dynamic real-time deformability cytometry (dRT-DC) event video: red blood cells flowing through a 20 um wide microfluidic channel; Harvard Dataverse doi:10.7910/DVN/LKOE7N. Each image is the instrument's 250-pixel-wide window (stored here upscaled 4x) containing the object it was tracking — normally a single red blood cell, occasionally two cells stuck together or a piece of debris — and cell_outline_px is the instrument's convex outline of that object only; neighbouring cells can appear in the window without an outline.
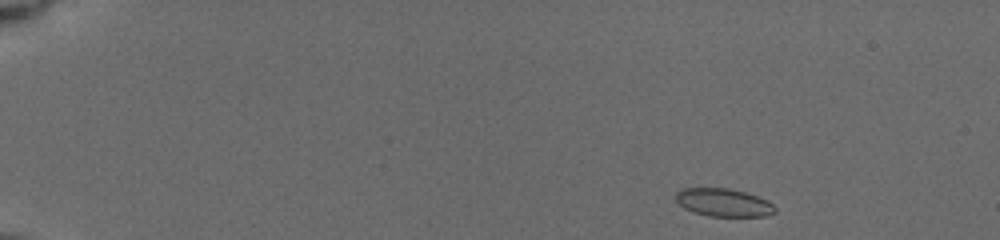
{"species": "common noctule bat (a hibernating species)", "species_latin": "Nyctalus noctula", "temperature_condition": "cold", "stored_images_in_passage": 26, "camera_frame_rate_fps": 3000, "um_per_image_px": 0.085, "animal": {"sex": "female", "body_mass_g": 19.5, "forearm_length_mm": 54.1}, "frame": {"image": 1, "passage_image": 1, "time_ms": 0.0, "image_size_px": [1000, 240], "cell_outline_px": [[776, 212], [764, 216], [708, 216], [692, 212], [684, 208], [676, 200], [676, 192], [680, 188], [728, 188], [744, 192], [768, 200], [776, 208]], "centroid_in_image_um": [61.48, 17.21], "position_along_channel_um": 23.5, "area_um2": 16.18}}
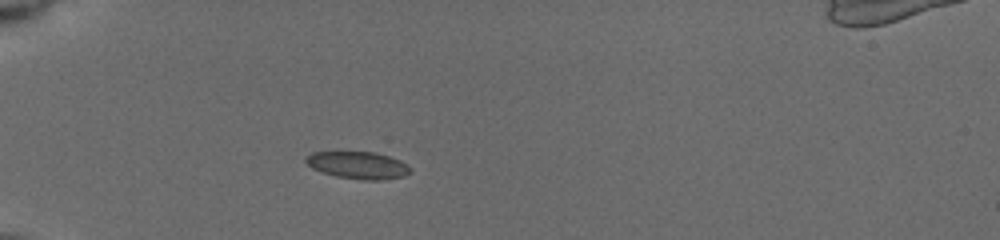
{"frame": {"image": 2, "passage_image": 22, "time_ms": 3.333, "image_size_px": [1000, 240], "cell_outline_px": [[412, 172], [404, 176], [380, 180], [364, 180], [336, 176], [312, 168], [304, 160], [312, 152], [376, 152], [400, 160], [408, 164], [412, 168]], "centroid_in_image_um": [30.49, 14.04], "position_along_channel_um": 54.5, "area_um2": 16.53}}